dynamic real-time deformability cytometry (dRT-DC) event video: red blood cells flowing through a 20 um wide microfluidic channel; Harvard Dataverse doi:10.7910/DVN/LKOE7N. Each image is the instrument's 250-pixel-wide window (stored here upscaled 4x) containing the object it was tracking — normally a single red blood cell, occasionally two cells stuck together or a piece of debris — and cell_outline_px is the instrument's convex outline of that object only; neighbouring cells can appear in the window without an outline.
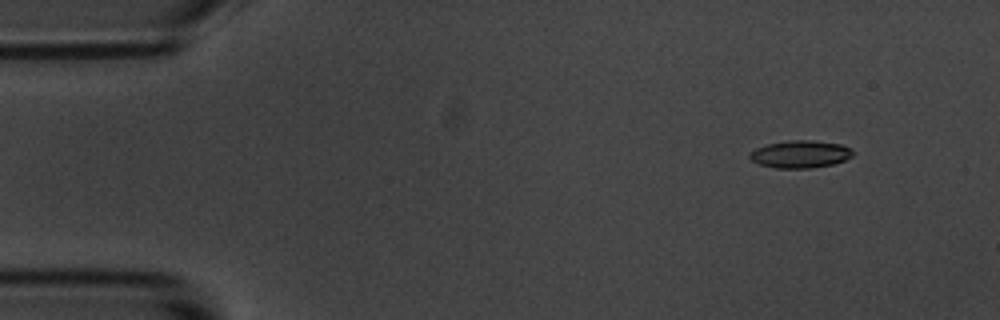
{"species": "common noctule bat (a hibernating species)", "species_latin": "Nyctalus noctula", "temperature_condition": "room temperature", "stored_images_in_passage": 15, "camera_frame_rate_fps": 3000, "um_per_image_px": 0.085, "animal": {"sex": "male", "body_mass_g": 20.1, "forearm_length_mm": 53.5}, "frame": {"image": 1, "passage_image": 2, "time_ms": 1.333, "image_size_px": [1000, 320], "cell_outline_px": [[852, 156], [844, 160], [832, 164], [812, 168], [776, 168], [760, 164], [752, 160], [748, 156], [748, 152], [756, 148], [768, 144], [788, 140], [812, 140], [840, 144], [852, 148]], "centroid_in_image_um": [68.01, 13.1], "position_along_channel_um": 17.0, "area_um2": 16.47}}
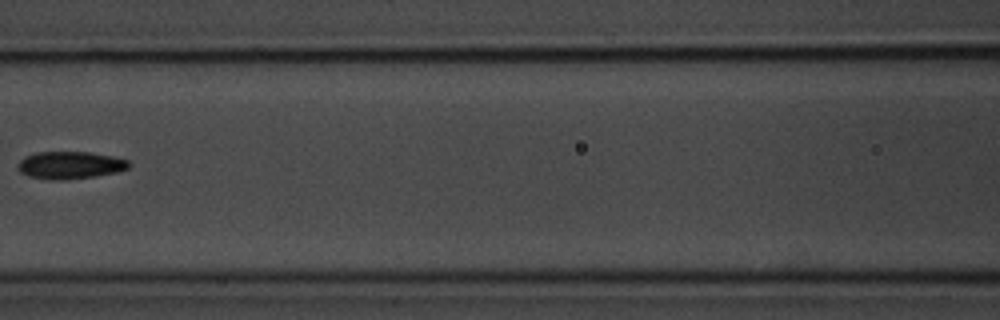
{"frame": {"image": 2, "passage_image": 7, "time_ms": 8.0, "image_size_px": [1000, 320], "cell_outline_px": [[132, 164], [128, 168], [116, 172], [92, 176], [64, 180], [52, 180], [28, 176], [20, 172], [16, 168], [20, 160], [24, 156], [36, 152], [92, 152], [112, 156], [128, 160]], "centroid_in_image_um": [5.93, 14.03], "position_along_channel_um": 160.7, "area_um2": 17.8}}
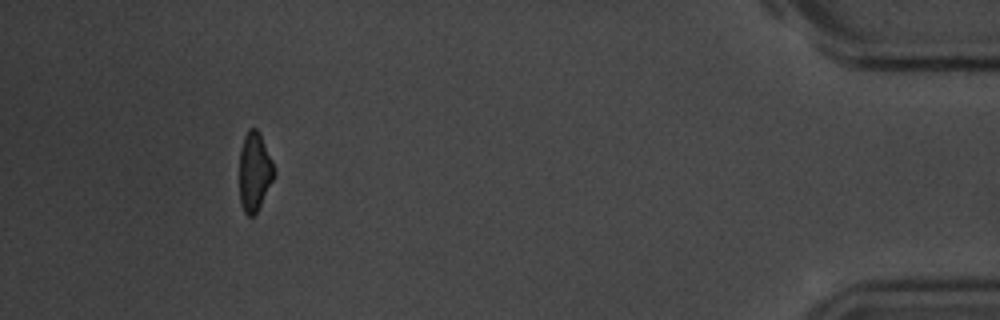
{"frame": {"image": 3, "passage_image": 14, "time_ms": 17.0, "image_size_px": [1000, 320], "cell_outline_px": [[276, 176], [256, 212], [252, 216], [248, 216], [244, 212], [240, 204], [240, 148], [244, 136], [248, 128], [256, 128], [260, 132], [272, 160], [276, 172]], "centroid_in_image_um": [21.65, 14.57], "position_along_channel_um": 413.6, "area_um2": 16.13}, "authors_computed_cell_mechanics": {"area_um2": 17.051, "velocity_mm_per_s": 3.5407, "shape_relaxation_time_tau1_ms": 3.9872, "shape_relaxation_time_tau2_ms": 5.8919, "deformation_change_tau1": 0.1486, "deformation_change_tau2": 0.1113}}